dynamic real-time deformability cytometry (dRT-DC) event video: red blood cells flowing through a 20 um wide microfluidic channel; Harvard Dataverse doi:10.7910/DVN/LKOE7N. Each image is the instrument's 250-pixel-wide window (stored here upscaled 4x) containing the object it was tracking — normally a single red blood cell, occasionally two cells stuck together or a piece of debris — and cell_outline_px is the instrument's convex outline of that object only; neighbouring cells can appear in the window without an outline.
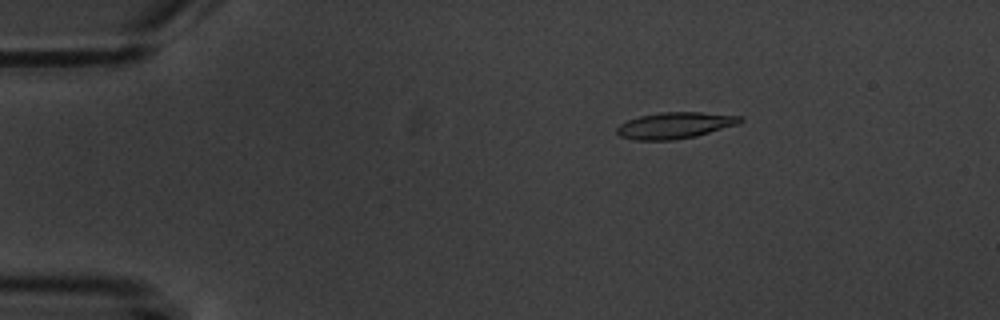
{"species": "common noctule bat (a hibernating species)", "species_latin": "Nyctalus noctula", "temperature_condition": "warm", "stored_images_in_passage": 4, "camera_frame_rate_fps": 3000, "um_per_image_px": 0.085, "animal": {"sex": "male", "body_mass_g": 20.1, "forearm_length_mm": 53.5}, "frame": {"image": 1, "passage_image": 3, "time_ms": 3.0, "image_size_px": [1000, 320], "cell_outline_px": [[744, 120], [740, 124], [696, 136], [672, 140], [636, 140], [620, 136], [616, 132], [616, 128], [620, 124], [628, 120], [640, 116], [660, 112], [700, 112], [744, 116]], "centroid_in_image_um": [57.41, 10.65], "position_along_channel_um": 27.6, "area_um2": 19.02}}